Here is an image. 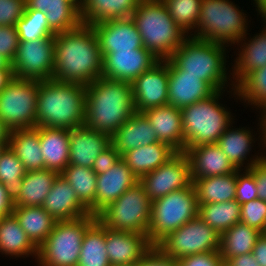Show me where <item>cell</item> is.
Returning a JSON list of instances; mask_svg holds the SVG:
<instances>
[{"instance_id":"25","label":"cell","mask_w":266,"mask_h":266,"mask_svg":"<svg viewBox=\"0 0 266 266\" xmlns=\"http://www.w3.org/2000/svg\"><path fill=\"white\" fill-rule=\"evenodd\" d=\"M158 142L154 128L147 117L135 112L111 137V144L121 154L141 146Z\"/></svg>"},{"instance_id":"60","label":"cell","mask_w":266,"mask_h":266,"mask_svg":"<svg viewBox=\"0 0 266 266\" xmlns=\"http://www.w3.org/2000/svg\"><path fill=\"white\" fill-rule=\"evenodd\" d=\"M0 69H12L11 63L0 55Z\"/></svg>"},{"instance_id":"40","label":"cell","mask_w":266,"mask_h":266,"mask_svg":"<svg viewBox=\"0 0 266 266\" xmlns=\"http://www.w3.org/2000/svg\"><path fill=\"white\" fill-rule=\"evenodd\" d=\"M241 204L235 199L222 203L199 204L198 217L220 235L240 222Z\"/></svg>"},{"instance_id":"59","label":"cell","mask_w":266,"mask_h":266,"mask_svg":"<svg viewBox=\"0 0 266 266\" xmlns=\"http://www.w3.org/2000/svg\"><path fill=\"white\" fill-rule=\"evenodd\" d=\"M255 1L256 10L261 14L263 19H266V0H253Z\"/></svg>"},{"instance_id":"44","label":"cell","mask_w":266,"mask_h":266,"mask_svg":"<svg viewBox=\"0 0 266 266\" xmlns=\"http://www.w3.org/2000/svg\"><path fill=\"white\" fill-rule=\"evenodd\" d=\"M19 41H34L48 38L55 33L49 28L45 12L25 9L24 15L16 25Z\"/></svg>"},{"instance_id":"19","label":"cell","mask_w":266,"mask_h":266,"mask_svg":"<svg viewBox=\"0 0 266 266\" xmlns=\"http://www.w3.org/2000/svg\"><path fill=\"white\" fill-rule=\"evenodd\" d=\"M168 62V104L176 108H184L197 101L204 100L216 91L198 76L183 74L170 59Z\"/></svg>"},{"instance_id":"34","label":"cell","mask_w":266,"mask_h":266,"mask_svg":"<svg viewBox=\"0 0 266 266\" xmlns=\"http://www.w3.org/2000/svg\"><path fill=\"white\" fill-rule=\"evenodd\" d=\"M237 170L234 173L193 179L198 204L222 203L235 199Z\"/></svg>"},{"instance_id":"8","label":"cell","mask_w":266,"mask_h":266,"mask_svg":"<svg viewBox=\"0 0 266 266\" xmlns=\"http://www.w3.org/2000/svg\"><path fill=\"white\" fill-rule=\"evenodd\" d=\"M199 204L193 182L151 203L148 239L156 246L169 233L198 216Z\"/></svg>"},{"instance_id":"53","label":"cell","mask_w":266,"mask_h":266,"mask_svg":"<svg viewBox=\"0 0 266 266\" xmlns=\"http://www.w3.org/2000/svg\"><path fill=\"white\" fill-rule=\"evenodd\" d=\"M252 255L260 266H266V232L261 233L252 249Z\"/></svg>"},{"instance_id":"46","label":"cell","mask_w":266,"mask_h":266,"mask_svg":"<svg viewBox=\"0 0 266 266\" xmlns=\"http://www.w3.org/2000/svg\"><path fill=\"white\" fill-rule=\"evenodd\" d=\"M237 169L236 179V196L235 200L239 204L249 202L258 198V190L256 188V180L253 173L249 169H245V172Z\"/></svg>"},{"instance_id":"51","label":"cell","mask_w":266,"mask_h":266,"mask_svg":"<svg viewBox=\"0 0 266 266\" xmlns=\"http://www.w3.org/2000/svg\"><path fill=\"white\" fill-rule=\"evenodd\" d=\"M121 159V154L111 144L106 150L99 154L93 162L92 170L96 175L103 174L111 169Z\"/></svg>"},{"instance_id":"30","label":"cell","mask_w":266,"mask_h":266,"mask_svg":"<svg viewBox=\"0 0 266 266\" xmlns=\"http://www.w3.org/2000/svg\"><path fill=\"white\" fill-rule=\"evenodd\" d=\"M138 2L139 0H83L80 18L85 25L131 18Z\"/></svg>"},{"instance_id":"49","label":"cell","mask_w":266,"mask_h":266,"mask_svg":"<svg viewBox=\"0 0 266 266\" xmlns=\"http://www.w3.org/2000/svg\"><path fill=\"white\" fill-rule=\"evenodd\" d=\"M19 45L16 26H0V55L12 63Z\"/></svg>"},{"instance_id":"26","label":"cell","mask_w":266,"mask_h":266,"mask_svg":"<svg viewBox=\"0 0 266 266\" xmlns=\"http://www.w3.org/2000/svg\"><path fill=\"white\" fill-rule=\"evenodd\" d=\"M25 9L45 12L48 26L55 34L71 31L82 24L80 9L68 0H26Z\"/></svg>"},{"instance_id":"5","label":"cell","mask_w":266,"mask_h":266,"mask_svg":"<svg viewBox=\"0 0 266 266\" xmlns=\"http://www.w3.org/2000/svg\"><path fill=\"white\" fill-rule=\"evenodd\" d=\"M225 47L228 46L189 36L172 54L170 60L183 70V74L198 76L215 91H223L228 85L233 89L234 84H229L227 81L230 76L226 69L227 49Z\"/></svg>"},{"instance_id":"14","label":"cell","mask_w":266,"mask_h":266,"mask_svg":"<svg viewBox=\"0 0 266 266\" xmlns=\"http://www.w3.org/2000/svg\"><path fill=\"white\" fill-rule=\"evenodd\" d=\"M153 202L158 198L188 187L192 183L190 161L185 152H177L163 165L139 179Z\"/></svg>"},{"instance_id":"2","label":"cell","mask_w":266,"mask_h":266,"mask_svg":"<svg viewBox=\"0 0 266 266\" xmlns=\"http://www.w3.org/2000/svg\"><path fill=\"white\" fill-rule=\"evenodd\" d=\"M85 126L112 137L135 112L132 84L100 77L86 85Z\"/></svg>"},{"instance_id":"63","label":"cell","mask_w":266,"mask_h":266,"mask_svg":"<svg viewBox=\"0 0 266 266\" xmlns=\"http://www.w3.org/2000/svg\"><path fill=\"white\" fill-rule=\"evenodd\" d=\"M219 266H231L228 261L222 260L219 264Z\"/></svg>"},{"instance_id":"10","label":"cell","mask_w":266,"mask_h":266,"mask_svg":"<svg viewBox=\"0 0 266 266\" xmlns=\"http://www.w3.org/2000/svg\"><path fill=\"white\" fill-rule=\"evenodd\" d=\"M151 203L143 186L137 183L104 208L97 219L107 228L148 236Z\"/></svg>"},{"instance_id":"41","label":"cell","mask_w":266,"mask_h":266,"mask_svg":"<svg viewBox=\"0 0 266 266\" xmlns=\"http://www.w3.org/2000/svg\"><path fill=\"white\" fill-rule=\"evenodd\" d=\"M232 95H236L235 99H242L247 105H253L256 109L266 108V66L260 69H255L248 73L236 86L233 88Z\"/></svg>"},{"instance_id":"3","label":"cell","mask_w":266,"mask_h":266,"mask_svg":"<svg viewBox=\"0 0 266 266\" xmlns=\"http://www.w3.org/2000/svg\"><path fill=\"white\" fill-rule=\"evenodd\" d=\"M86 85L39 81L36 126L74 129L85 125Z\"/></svg>"},{"instance_id":"11","label":"cell","mask_w":266,"mask_h":266,"mask_svg":"<svg viewBox=\"0 0 266 266\" xmlns=\"http://www.w3.org/2000/svg\"><path fill=\"white\" fill-rule=\"evenodd\" d=\"M38 80L14 77L0 92V120L12 131L36 127Z\"/></svg>"},{"instance_id":"22","label":"cell","mask_w":266,"mask_h":266,"mask_svg":"<svg viewBox=\"0 0 266 266\" xmlns=\"http://www.w3.org/2000/svg\"><path fill=\"white\" fill-rule=\"evenodd\" d=\"M137 183L139 179L122 158L107 172L97 175L96 216Z\"/></svg>"},{"instance_id":"37","label":"cell","mask_w":266,"mask_h":266,"mask_svg":"<svg viewBox=\"0 0 266 266\" xmlns=\"http://www.w3.org/2000/svg\"><path fill=\"white\" fill-rule=\"evenodd\" d=\"M74 189L78 199L96 216L97 175L88 167L68 164L60 173Z\"/></svg>"},{"instance_id":"27","label":"cell","mask_w":266,"mask_h":266,"mask_svg":"<svg viewBox=\"0 0 266 266\" xmlns=\"http://www.w3.org/2000/svg\"><path fill=\"white\" fill-rule=\"evenodd\" d=\"M39 139L45 169L60 174L69 164V130L39 127Z\"/></svg>"},{"instance_id":"4","label":"cell","mask_w":266,"mask_h":266,"mask_svg":"<svg viewBox=\"0 0 266 266\" xmlns=\"http://www.w3.org/2000/svg\"><path fill=\"white\" fill-rule=\"evenodd\" d=\"M131 18L141 35L143 47L159 61L170 59L189 37L175 24L161 0L139 1Z\"/></svg>"},{"instance_id":"7","label":"cell","mask_w":266,"mask_h":266,"mask_svg":"<svg viewBox=\"0 0 266 266\" xmlns=\"http://www.w3.org/2000/svg\"><path fill=\"white\" fill-rule=\"evenodd\" d=\"M234 4L230 0H202L197 27L189 36L227 46L237 44L247 36L248 20Z\"/></svg>"},{"instance_id":"64","label":"cell","mask_w":266,"mask_h":266,"mask_svg":"<svg viewBox=\"0 0 266 266\" xmlns=\"http://www.w3.org/2000/svg\"><path fill=\"white\" fill-rule=\"evenodd\" d=\"M139 1H153V0H139ZM155 1H157V0H155Z\"/></svg>"},{"instance_id":"47","label":"cell","mask_w":266,"mask_h":266,"mask_svg":"<svg viewBox=\"0 0 266 266\" xmlns=\"http://www.w3.org/2000/svg\"><path fill=\"white\" fill-rule=\"evenodd\" d=\"M25 8L26 0H0V26H16Z\"/></svg>"},{"instance_id":"12","label":"cell","mask_w":266,"mask_h":266,"mask_svg":"<svg viewBox=\"0 0 266 266\" xmlns=\"http://www.w3.org/2000/svg\"><path fill=\"white\" fill-rule=\"evenodd\" d=\"M221 235L200 217L169 233L156 246L176 261L189 255L220 250Z\"/></svg>"},{"instance_id":"36","label":"cell","mask_w":266,"mask_h":266,"mask_svg":"<svg viewBox=\"0 0 266 266\" xmlns=\"http://www.w3.org/2000/svg\"><path fill=\"white\" fill-rule=\"evenodd\" d=\"M261 233L245 223H236L221 234L219 251L222 259L228 261L235 256L252 253Z\"/></svg>"},{"instance_id":"58","label":"cell","mask_w":266,"mask_h":266,"mask_svg":"<svg viewBox=\"0 0 266 266\" xmlns=\"http://www.w3.org/2000/svg\"><path fill=\"white\" fill-rule=\"evenodd\" d=\"M11 130L0 120V144H9Z\"/></svg>"},{"instance_id":"24","label":"cell","mask_w":266,"mask_h":266,"mask_svg":"<svg viewBox=\"0 0 266 266\" xmlns=\"http://www.w3.org/2000/svg\"><path fill=\"white\" fill-rule=\"evenodd\" d=\"M155 130L159 142L169 144L177 152H185L181 109L172 105L142 112Z\"/></svg>"},{"instance_id":"61","label":"cell","mask_w":266,"mask_h":266,"mask_svg":"<svg viewBox=\"0 0 266 266\" xmlns=\"http://www.w3.org/2000/svg\"><path fill=\"white\" fill-rule=\"evenodd\" d=\"M68 1L73 2L80 9L83 0H68Z\"/></svg>"},{"instance_id":"13","label":"cell","mask_w":266,"mask_h":266,"mask_svg":"<svg viewBox=\"0 0 266 266\" xmlns=\"http://www.w3.org/2000/svg\"><path fill=\"white\" fill-rule=\"evenodd\" d=\"M54 45V36L34 41H19L11 63L14 77L38 81L52 79Z\"/></svg>"},{"instance_id":"17","label":"cell","mask_w":266,"mask_h":266,"mask_svg":"<svg viewBox=\"0 0 266 266\" xmlns=\"http://www.w3.org/2000/svg\"><path fill=\"white\" fill-rule=\"evenodd\" d=\"M97 35L102 57L116 51H133L143 47L141 35L132 20H108L91 25Z\"/></svg>"},{"instance_id":"31","label":"cell","mask_w":266,"mask_h":266,"mask_svg":"<svg viewBox=\"0 0 266 266\" xmlns=\"http://www.w3.org/2000/svg\"><path fill=\"white\" fill-rule=\"evenodd\" d=\"M8 146L21 161L26 171L45 169L38 126L30 129L12 130Z\"/></svg>"},{"instance_id":"16","label":"cell","mask_w":266,"mask_h":266,"mask_svg":"<svg viewBox=\"0 0 266 266\" xmlns=\"http://www.w3.org/2000/svg\"><path fill=\"white\" fill-rule=\"evenodd\" d=\"M159 60L146 48L133 51H116L103 57L102 77L132 83Z\"/></svg>"},{"instance_id":"50","label":"cell","mask_w":266,"mask_h":266,"mask_svg":"<svg viewBox=\"0 0 266 266\" xmlns=\"http://www.w3.org/2000/svg\"><path fill=\"white\" fill-rule=\"evenodd\" d=\"M222 260L220 251H211L185 256L177 260V264L178 266H219Z\"/></svg>"},{"instance_id":"29","label":"cell","mask_w":266,"mask_h":266,"mask_svg":"<svg viewBox=\"0 0 266 266\" xmlns=\"http://www.w3.org/2000/svg\"><path fill=\"white\" fill-rule=\"evenodd\" d=\"M176 153L177 151L169 144L158 141L150 145L129 150L121 158L131 169L132 173L140 179L143 175L163 165Z\"/></svg>"},{"instance_id":"33","label":"cell","mask_w":266,"mask_h":266,"mask_svg":"<svg viewBox=\"0 0 266 266\" xmlns=\"http://www.w3.org/2000/svg\"><path fill=\"white\" fill-rule=\"evenodd\" d=\"M13 214L37 248L46 240L57 222L42 206H14Z\"/></svg>"},{"instance_id":"55","label":"cell","mask_w":266,"mask_h":266,"mask_svg":"<svg viewBox=\"0 0 266 266\" xmlns=\"http://www.w3.org/2000/svg\"><path fill=\"white\" fill-rule=\"evenodd\" d=\"M231 266H260L252 253L235 256L228 260Z\"/></svg>"},{"instance_id":"38","label":"cell","mask_w":266,"mask_h":266,"mask_svg":"<svg viewBox=\"0 0 266 266\" xmlns=\"http://www.w3.org/2000/svg\"><path fill=\"white\" fill-rule=\"evenodd\" d=\"M105 239L106 227L97 219L84 234L77 266H111Z\"/></svg>"},{"instance_id":"9","label":"cell","mask_w":266,"mask_h":266,"mask_svg":"<svg viewBox=\"0 0 266 266\" xmlns=\"http://www.w3.org/2000/svg\"><path fill=\"white\" fill-rule=\"evenodd\" d=\"M96 220L97 216L90 214L57 221L38 248V266H77L84 234Z\"/></svg>"},{"instance_id":"35","label":"cell","mask_w":266,"mask_h":266,"mask_svg":"<svg viewBox=\"0 0 266 266\" xmlns=\"http://www.w3.org/2000/svg\"><path fill=\"white\" fill-rule=\"evenodd\" d=\"M58 175L48 169L26 171L20 195L13 202L14 206H42Z\"/></svg>"},{"instance_id":"20","label":"cell","mask_w":266,"mask_h":266,"mask_svg":"<svg viewBox=\"0 0 266 266\" xmlns=\"http://www.w3.org/2000/svg\"><path fill=\"white\" fill-rule=\"evenodd\" d=\"M111 145V137L84 126L69 130V164L92 168L93 162Z\"/></svg>"},{"instance_id":"48","label":"cell","mask_w":266,"mask_h":266,"mask_svg":"<svg viewBox=\"0 0 266 266\" xmlns=\"http://www.w3.org/2000/svg\"><path fill=\"white\" fill-rule=\"evenodd\" d=\"M261 155H255L248 159V163H246L244 167L245 169H249L256 180V188L258 190V198L266 201V155L260 153Z\"/></svg>"},{"instance_id":"57","label":"cell","mask_w":266,"mask_h":266,"mask_svg":"<svg viewBox=\"0 0 266 266\" xmlns=\"http://www.w3.org/2000/svg\"><path fill=\"white\" fill-rule=\"evenodd\" d=\"M262 113H261V118H259V122H260V124H259V131L261 132V141H260V143L261 142H263V143H261V147H264L263 149H266V108L265 109H263L262 111H261Z\"/></svg>"},{"instance_id":"15","label":"cell","mask_w":266,"mask_h":266,"mask_svg":"<svg viewBox=\"0 0 266 266\" xmlns=\"http://www.w3.org/2000/svg\"><path fill=\"white\" fill-rule=\"evenodd\" d=\"M168 62L159 61L151 69L143 72L132 84L136 112L168 104Z\"/></svg>"},{"instance_id":"56","label":"cell","mask_w":266,"mask_h":266,"mask_svg":"<svg viewBox=\"0 0 266 266\" xmlns=\"http://www.w3.org/2000/svg\"><path fill=\"white\" fill-rule=\"evenodd\" d=\"M14 78L13 69H0V92Z\"/></svg>"},{"instance_id":"28","label":"cell","mask_w":266,"mask_h":266,"mask_svg":"<svg viewBox=\"0 0 266 266\" xmlns=\"http://www.w3.org/2000/svg\"><path fill=\"white\" fill-rule=\"evenodd\" d=\"M266 25V19H262ZM258 35L245 42L246 36L241 38L239 43L240 51L235 59L232 73L233 80L231 82L236 86L248 73L255 69H260L266 66V26ZM244 41V42H243Z\"/></svg>"},{"instance_id":"54","label":"cell","mask_w":266,"mask_h":266,"mask_svg":"<svg viewBox=\"0 0 266 266\" xmlns=\"http://www.w3.org/2000/svg\"><path fill=\"white\" fill-rule=\"evenodd\" d=\"M14 203L8 197L5 185L0 183V219L13 213Z\"/></svg>"},{"instance_id":"32","label":"cell","mask_w":266,"mask_h":266,"mask_svg":"<svg viewBox=\"0 0 266 266\" xmlns=\"http://www.w3.org/2000/svg\"><path fill=\"white\" fill-rule=\"evenodd\" d=\"M0 252L11 257H38V248L27 237L12 213L0 219Z\"/></svg>"},{"instance_id":"23","label":"cell","mask_w":266,"mask_h":266,"mask_svg":"<svg viewBox=\"0 0 266 266\" xmlns=\"http://www.w3.org/2000/svg\"><path fill=\"white\" fill-rule=\"evenodd\" d=\"M191 170V179L234 173L237 169L217 144H202L185 151Z\"/></svg>"},{"instance_id":"45","label":"cell","mask_w":266,"mask_h":266,"mask_svg":"<svg viewBox=\"0 0 266 266\" xmlns=\"http://www.w3.org/2000/svg\"><path fill=\"white\" fill-rule=\"evenodd\" d=\"M240 222L266 232V201L259 198L241 204Z\"/></svg>"},{"instance_id":"52","label":"cell","mask_w":266,"mask_h":266,"mask_svg":"<svg viewBox=\"0 0 266 266\" xmlns=\"http://www.w3.org/2000/svg\"><path fill=\"white\" fill-rule=\"evenodd\" d=\"M136 266H178L177 261L164 254L157 246L151 249L135 264Z\"/></svg>"},{"instance_id":"1","label":"cell","mask_w":266,"mask_h":266,"mask_svg":"<svg viewBox=\"0 0 266 266\" xmlns=\"http://www.w3.org/2000/svg\"><path fill=\"white\" fill-rule=\"evenodd\" d=\"M52 79L88 85L103 74V57L91 25L54 35Z\"/></svg>"},{"instance_id":"39","label":"cell","mask_w":266,"mask_h":266,"mask_svg":"<svg viewBox=\"0 0 266 266\" xmlns=\"http://www.w3.org/2000/svg\"><path fill=\"white\" fill-rule=\"evenodd\" d=\"M232 124L220 136L217 145L228 157L232 165L239 170H243V164L247 160V155L251 151L255 138L252 131L246 128H232ZM232 128V129H230ZM242 166V167H241Z\"/></svg>"},{"instance_id":"18","label":"cell","mask_w":266,"mask_h":266,"mask_svg":"<svg viewBox=\"0 0 266 266\" xmlns=\"http://www.w3.org/2000/svg\"><path fill=\"white\" fill-rule=\"evenodd\" d=\"M105 245L111 266L135 265L153 246L146 235L107 227Z\"/></svg>"},{"instance_id":"62","label":"cell","mask_w":266,"mask_h":266,"mask_svg":"<svg viewBox=\"0 0 266 266\" xmlns=\"http://www.w3.org/2000/svg\"><path fill=\"white\" fill-rule=\"evenodd\" d=\"M9 144H0V155L2 154L3 150L8 146Z\"/></svg>"},{"instance_id":"42","label":"cell","mask_w":266,"mask_h":266,"mask_svg":"<svg viewBox=\"0 0 266 266\" xmlns=\"http://www.w3.org/2000/svg\"><path fill=\"white\" fill-rule=\"evenodd\" d=\"M25 173L23 164L7 146L0 155V183L5 185L8 197L13 202L20 195Z\"/></svg>"},{"instance_id":"21","label":"cell","mask_w":266,"mask_h":266,"mask_svg":"<svg viewBox=\"0 0 266 266\" xmlns=\"http://www.w3.org/2000/svg\"><path fill=\"white\" fill-rule=\"evenodd\" d=\"M42 207L56 220H74L90 215L72 186L59 174L52 184Z\"/></svg>"},{"instance_id":"43","label":"cell","mask_w":266,"mask_h":266,"mask_svg":"<svg viewBox=\"0 0 266 266\" xmlns=\"http://www.w3.org/2000/svg\"><path fill=\"white\" fill-rule=\"evenodd\" d=\"M171 18L188 35L197 27L202 0H161Z\"/></svg>"},{"instance_id":"6","label":"cell","mask_w":266,"mask_h":266,"mask_svg":"<svg viewBox=\"0 0 266 266\" xmlns=\"http://www.w3.org/2000/svg\"><path fill=\"white\" fill-rule=\"evenodd\" d=\"M224 91L181 109L185 151L202 144H217L220 136L233 124L232 114L218 100Z\"/></svg>"}]
</instances>
